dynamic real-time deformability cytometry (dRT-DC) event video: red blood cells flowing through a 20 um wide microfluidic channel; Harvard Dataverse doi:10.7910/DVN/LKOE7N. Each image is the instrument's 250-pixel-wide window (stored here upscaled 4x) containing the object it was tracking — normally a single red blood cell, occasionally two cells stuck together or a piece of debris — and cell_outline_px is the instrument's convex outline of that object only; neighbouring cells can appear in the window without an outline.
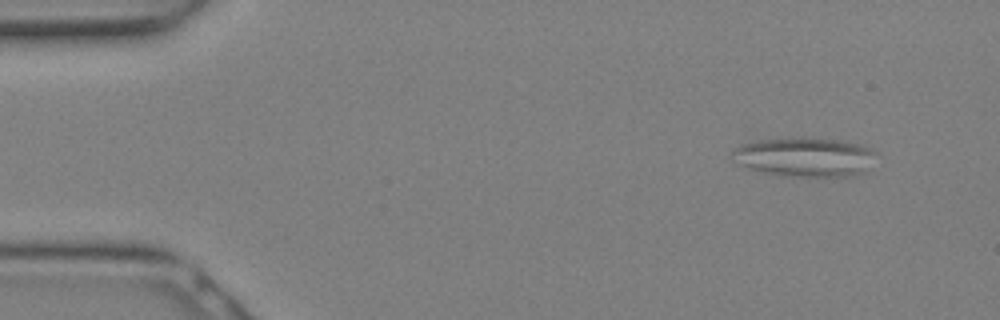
{"species": "Egyptian fruit bat (a non-hibernating species)", "species_latin": "Rousettus aegyptiacus", "temperature_condition": "warm", "stored_images_in_passage": 14, "camera_frame_rate_fps": 3000, "um_per_image_px": 0.085, "animal": {"sex": "female"}, "frame": {"image": 1, "passage_image": 1, "time_ms": 0.0, "image_size_px": [1000, 320], "cell_outline_px": [[876, 152], [864, 172], [856, 176], [780, 176], [760, 172], [736, 164], [732, 160], [732, 148], [740, 144], [756, 140], [800, 136], [808, 136], [836, 140], [860, 144], [872, 148]], "centroid_in_image_um": [68.32, 13.33], "position_along_channel_um": 16.7, "area_um2": 33.58}}
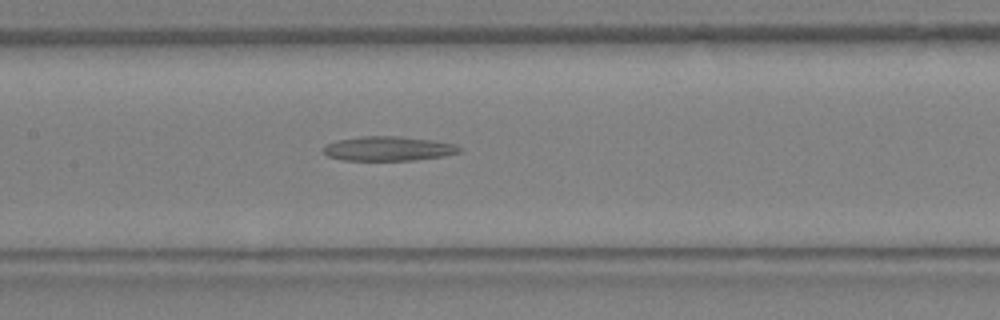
{"frame": {"image": 2, "passage_image": 12, "time_ms": 3.667, "image_size_px": [1000, 320], "cell_outline_px": [[464, 148], [460, 152], [444, 156], [412, 160], [344, 160], [328, 156], [324, 152], [324, 144], [340, 140], [364, 136], [400, 136], [432, 140], [456, 144]], "centroid_in_image_um": [33.06, 12.63], "position_along_channel_um": 174.3, "area_um2": 19.31}}
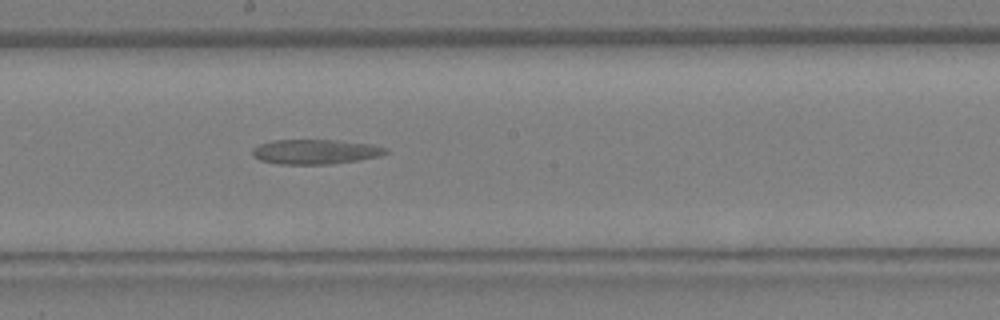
{"frame": {"image": 3, "passage_image": 14, "time_ms": 4.333, "image_size_px": [1000, 320], "cell_outline_px": [[388, 152], [380, 156], [360, 160], [332, 164], [280, 164], [260, 160], [252, 156], [252, 148], [260, 144], [272, 140], [336, 140], [372, 144], [388, 148]], "centroid_in_image_um": [26.82, 12.9], "position_along_channel_um": 221.4, "area_um2": 19.36}}